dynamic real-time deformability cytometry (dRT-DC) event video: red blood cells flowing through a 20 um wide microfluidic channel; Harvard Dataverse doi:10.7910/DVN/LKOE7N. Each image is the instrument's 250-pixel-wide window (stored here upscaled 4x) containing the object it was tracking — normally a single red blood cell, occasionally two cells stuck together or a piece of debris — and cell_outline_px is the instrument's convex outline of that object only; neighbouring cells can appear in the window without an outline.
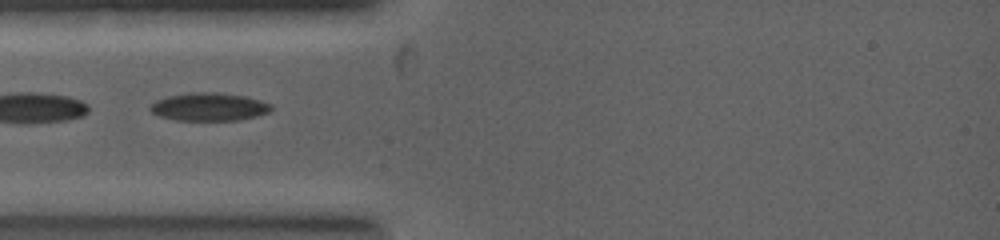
{"species": "common noctule bat (a hibernating species)", "species_latin": "Nyctalus noctula", "temperature_condition": "warm", "stored_images_in_passage": 7, "camera_frame_rate_fps": 5000, "um_per_image_px": 0.085, "animal": {"sex": "female", "body_mass_g": 19.0, "forearm_length_mm": 53.3}, "frame": {"image": 1, "passage_image": 2, "time_ms": 0.4, "image_size_px": [1000, 240], "cell_outline_px": [[272, 108], [268, 112], [256, 116], [240, 120], [176, 120], [160, 116], [152, 112], [148, 108], [156, 100], [168, 96], [204, 92], [240, 96], [256, 100], [268, 104]], "centroid_in_image_um": [17.71, 9.11], "position_along_channel_um": 67.3, "area_um2": 18.96}}